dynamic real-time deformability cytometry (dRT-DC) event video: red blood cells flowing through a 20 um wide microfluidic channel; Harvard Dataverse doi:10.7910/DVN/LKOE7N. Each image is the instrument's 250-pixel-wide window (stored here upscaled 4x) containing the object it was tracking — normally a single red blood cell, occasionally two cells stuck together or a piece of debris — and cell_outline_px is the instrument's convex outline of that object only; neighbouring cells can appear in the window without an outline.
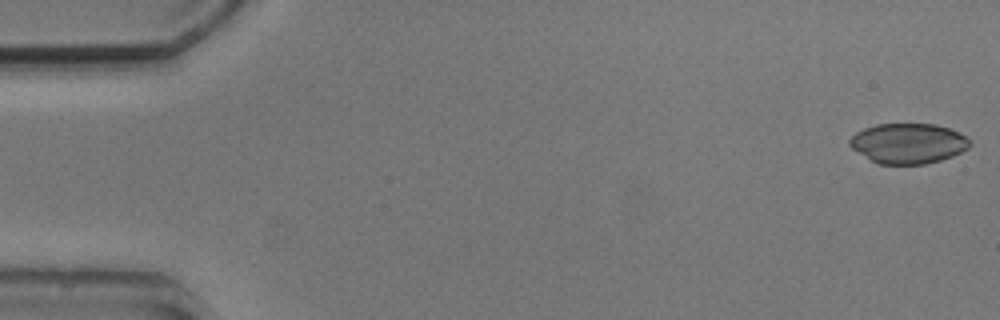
{"species": "common noctule bat (a hibernating species)", "species_latin": "Nyctalus noctula", "temperature_condition": "cold", "stored_images_in_passage": 4, "camera_frame_rate_fps": 3000, "um_per_image_px": 0.085, "animal": {"sex": "male", "body_mass_g": 20.5, "forearm_length_mm": 52.5}, "frame": {"image": 1, "passage_image": 1, "time_ms": 0.0, "image_size_px": [1000, 320], "cell_outline_px": [[972, 144], [968, 148], [952, 156], [940, 160], [924, 164], [876, 164], [852, 148], [848, 144], [848, 140], [856, 132], [864, 128], [876, 124], [936, 124], [960, 132], [972, 140]], "centroid_in_image_um": [77.2, 12.18], "position_along_channel_um": 7.8, "area_um2": 28.32}}
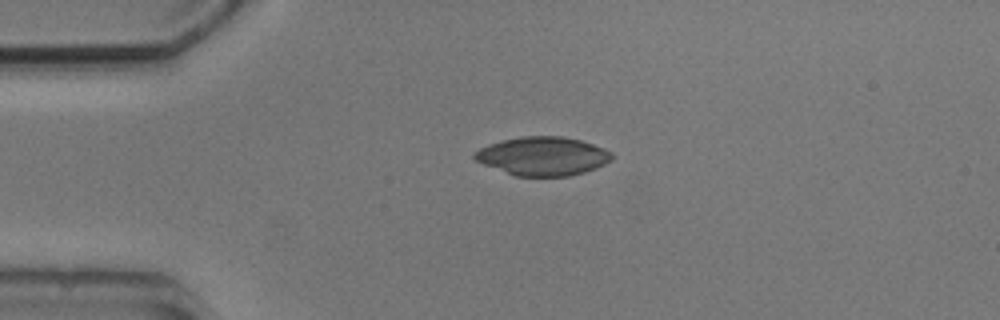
{"frame": {"image": 2, "passage_image": 4, "time_ms": 3.667, "image_size_px": [1000, 320], "cell_outline_px": [[612, 160], [596, 168], [584, 172], [568, 176], [516, 176], [484, 164], [476, 160], [472, 156], [480, 148], [488, 144], [500, 140], [524, 136], [564, 136], [580, 140], [604, 148], [612, 152]], "centroid_in_image_um": [46.15, 13.26], "position_along_channel_um": 38.8, "area_um2": 30.81}}